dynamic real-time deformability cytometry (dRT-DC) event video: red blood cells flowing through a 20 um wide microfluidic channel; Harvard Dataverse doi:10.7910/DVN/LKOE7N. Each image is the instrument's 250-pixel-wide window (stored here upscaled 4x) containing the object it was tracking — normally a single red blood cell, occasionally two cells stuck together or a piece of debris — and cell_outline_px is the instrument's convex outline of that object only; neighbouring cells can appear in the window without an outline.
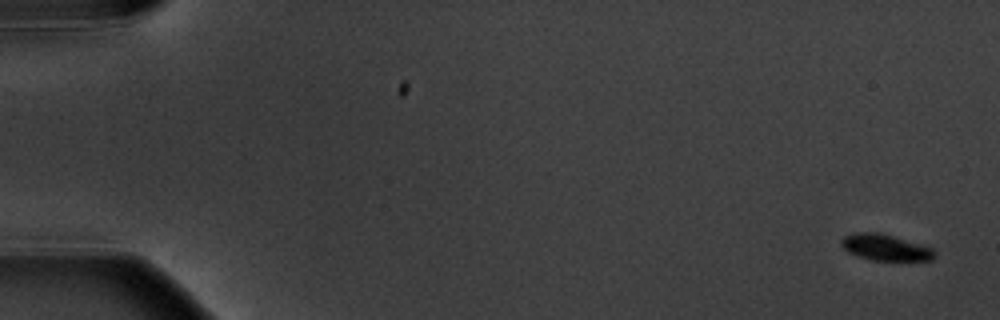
{"species": "common noctule bat (a hibernating species)", "species_latin": "Nyctalus noctula", "temperature_condition": "warm", "stored_images_in_passage": 6, "camera_frame_rate_fps": 3000, "um_per_image_px": 0.085, "animal": {"sex": "male", "body_mass_g": 20.1, "forearm_length_mm": 53.5}, "frame": {"image": 1, "passage_image": 1, "time_ms": 0.0, "image_size_px": [1000, 320], "cell_outline_px": [[936, 256], [932, 260], [872, 260], [848, 252], [840, 244], [840, 240], [844, 236], [856, 232], [876, 232], [892, 236], [932, 248], [936, 252]], "centroid_in_image_um": [75.24, 21.03], "position_along_channel_um": 9.8, "area_um2": 13.99}}